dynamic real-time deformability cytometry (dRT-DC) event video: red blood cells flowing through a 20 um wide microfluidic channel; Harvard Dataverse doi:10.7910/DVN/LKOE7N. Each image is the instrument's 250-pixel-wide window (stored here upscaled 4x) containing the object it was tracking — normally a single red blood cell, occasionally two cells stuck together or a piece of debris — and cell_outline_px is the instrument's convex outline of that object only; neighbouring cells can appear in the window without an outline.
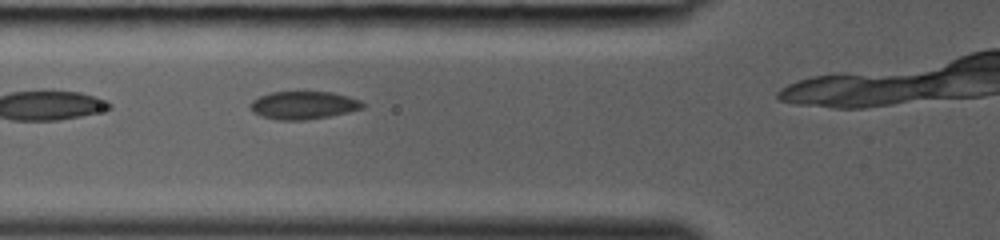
{"species": "common noctule bat (a hibernating species)", "species_latin": "Nyctalus noctula", "temperature_condition": "room temperature", "stored_images_in_passage": 3, "camera_frame_rate_fps": 3000, "um_per_image_px": 0.085, "animal": {"sex": "female", "body_mass_g": 19.0, "forearm_length_mm": 53.3}, "frame": {"image": 1, "passage_image": 2, "time_ms": 0.333, "image_size_px": [1000, 240], "cell_outline_px": [[364, 108], [348, 112], [328, 116], [304, 120], [276, 120], [260, 116], [252, 112], [248, 104], [252, 100], [260, 96], [272, 92], [332, 92], [348, 96], [360, 100], [364, 104]], "centroid_in_image_um": [25.76, 8.95], "position_along_channel_um": 100.0, "area_um2": 18.32}}